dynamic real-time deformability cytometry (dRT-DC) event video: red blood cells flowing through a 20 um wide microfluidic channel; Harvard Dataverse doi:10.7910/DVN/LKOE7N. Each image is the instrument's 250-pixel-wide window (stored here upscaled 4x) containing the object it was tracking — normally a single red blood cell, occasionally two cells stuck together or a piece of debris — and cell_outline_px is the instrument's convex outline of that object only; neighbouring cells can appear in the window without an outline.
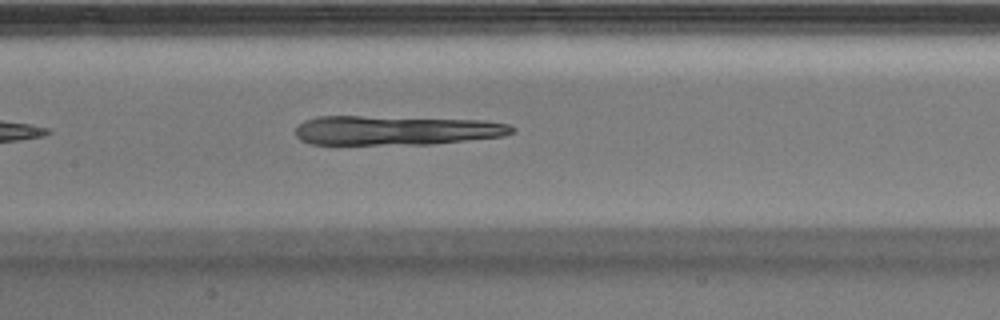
{"species": "Egyptian fruit bat (a non-hibernating species)", "species_latin": "Rousettus aegyptiacus", "temperature_condition": "warm", "stored_images_in_passage": 37, "camera_frame_rate_fps": 3000, "um_per_image_px": 0.085, "animal": {"sex": "male"}, "frame": {"image": 1, "passage_image": 11, "time_ms": 3.333, "image_size_px": [1000, 320], "cell_outline_px": [[516, 128], [512, 132], [504, 136], [432, 144], [308, 144], [300, 140], [296, 136], [296, 128], [304, 120], [320, 116], [360, 116], [484, 120], [508, 124]], "centroid_in_image_um": [33.65, 11.08], "position_along_channel_um": 173.8, "area_um2": 37.05}}